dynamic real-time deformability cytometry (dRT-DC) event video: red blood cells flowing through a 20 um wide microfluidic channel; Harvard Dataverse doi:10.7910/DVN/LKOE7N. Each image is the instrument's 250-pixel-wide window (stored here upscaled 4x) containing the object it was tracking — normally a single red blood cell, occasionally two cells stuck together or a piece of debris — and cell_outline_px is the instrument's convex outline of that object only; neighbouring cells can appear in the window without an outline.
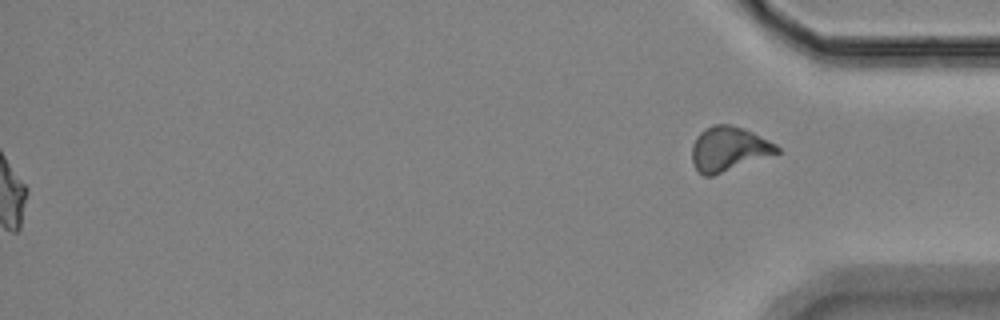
{"species": "Egyptian fruit bat (a non-hibernating species)", "species_latin": "Rousettus aegyptiacus", "temperature_condition": "room temperature", "stored_images_in_passage": 57, "segment_of_instrument_passage": [2, 2], "camera_frame_rate_fps": 3000, "um_per_image_px": 0.085, "animal": {"sex": "female"}, "frame": {"image": 1, "passage_image": 57, "time_ms": 18.667, "image_size_px": [1000, 320], "cell_outline_px": [[780, 152], [712, 176], [704, 176], [696, 168], [692, 160], [692, 144], [696, 136], [704, 128], [716, 124], [728, 124], [744, 128], [776, 144], [780, 148]], "centroid_in_image_um": [61.92, 12.64], "position_along_channel_um": 373.3, "area_um2": 21.85}}